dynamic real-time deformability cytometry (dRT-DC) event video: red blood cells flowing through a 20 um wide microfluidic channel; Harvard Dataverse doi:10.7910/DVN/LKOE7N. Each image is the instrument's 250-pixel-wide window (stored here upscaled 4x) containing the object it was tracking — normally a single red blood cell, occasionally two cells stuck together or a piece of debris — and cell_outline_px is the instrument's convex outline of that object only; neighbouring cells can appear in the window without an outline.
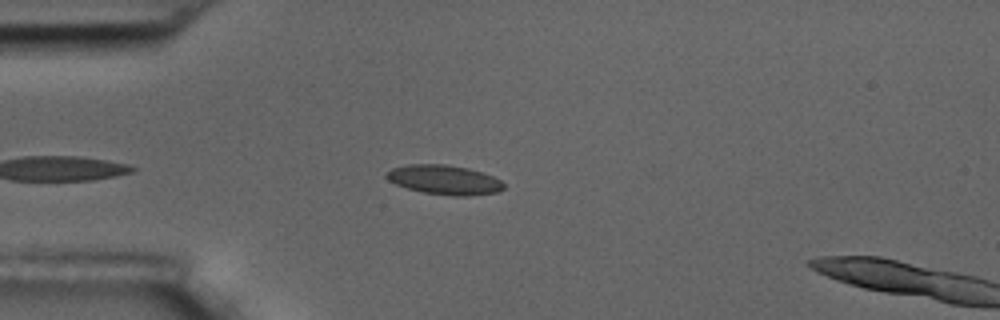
{"species": "common noctule bat (a hibernating species)", "species_latin": "Nyctalus noctula", "temperature_condition": "room temperature", "stored_images_in_passage": 9, "camera_frame_rate_fps": 3000, "um_per_image_px": 0.085, "animal": {"sex": "male", "body_mass_g": 17.5, "forearm_length_mm": 52.3}, "frame": {"image": 1, "passage_image": 6, "time_ms": 1.667, "image_size_px": [1000, 320], "cell_outline_px": [[504, 188], [496, 192], [468, 196], [452, 196], [424, 192], [408, 188], [396, 184], [388, 180], [384, 176], [392, 168], [408, 164], [444, 164], [468, 168], [492, 176], [500, 180], [504, 184]], "centroid_in_image_um": [37.75, 15.28], "position_along_channel_um": 47.2, "area_um2": 19.94}}